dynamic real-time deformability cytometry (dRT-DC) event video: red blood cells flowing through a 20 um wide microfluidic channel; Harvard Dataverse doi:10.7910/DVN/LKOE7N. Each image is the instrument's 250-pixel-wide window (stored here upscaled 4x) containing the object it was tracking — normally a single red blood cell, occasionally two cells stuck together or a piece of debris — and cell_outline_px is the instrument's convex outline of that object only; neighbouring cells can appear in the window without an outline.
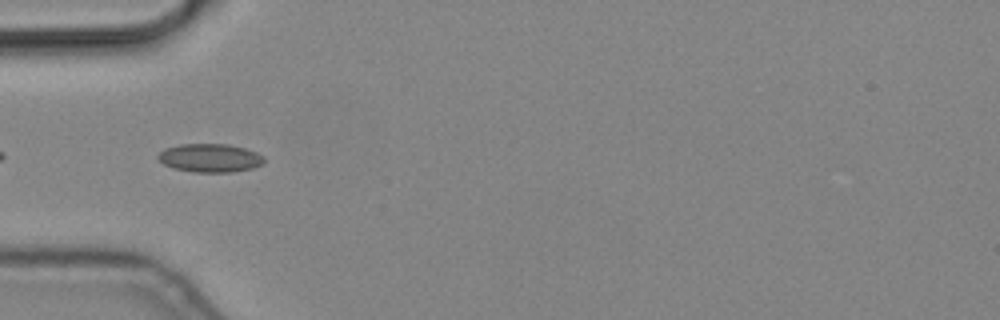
{"species": "common noctule bat (a hibernating species)", "species_latin": "Nyctalus noctula", "temperature_condition": "cold", "stored_images_in_passage": 8, "camera_frame_rate_fps": 3000, "um_per_image_px": 0.085, "animal": {"sex": "male", "body_mass_g": 19.2, "forearm_length_mm": 51.8}, "frame": {"image": 1, "passage_image": 5, "time_ms": 1.333, "image_size_px": [1000, 320], "cell_outline_px": [[264, 164], [252, 168], [232, 172], [192, 172], [172, 168], [164, 164], [156, 156], [164, 148], [180, 144], [228, 144], [244, 148], [256, 152], [264, 156]], "centroid_in_image_um": [17.85, 13.43], "position_along_channel_um": 67.2, "area_um2": 17.69}}
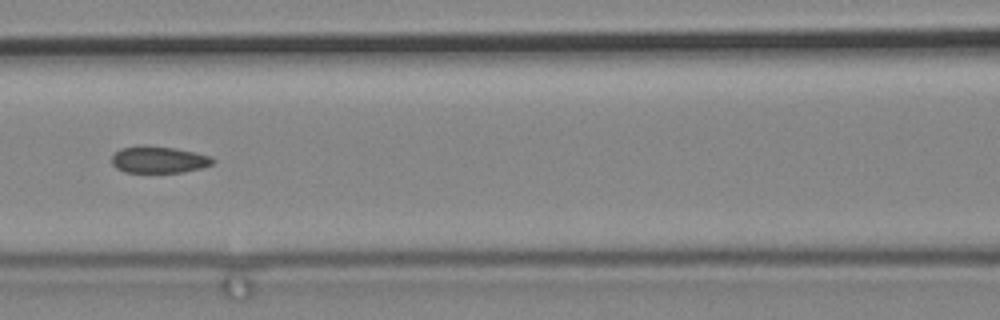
{"frame": {"image": 2, "passage_image": 7, "time_ms": 2.0, "image_size_px": [1000, 320], "cell_outline_px": [[216, 160], [212, 164], [200, 168], [184, 172], [124, 172], [116, 168], [112, 164], [112, 156], [120, 148], [136, 144], [144, 144], [176, 148], [196, 152], [212, 156]], "centroid_in_image_um": [13.49, 13.54], "position_along_channel_um": 153.1, "area_um2": 16.13}}
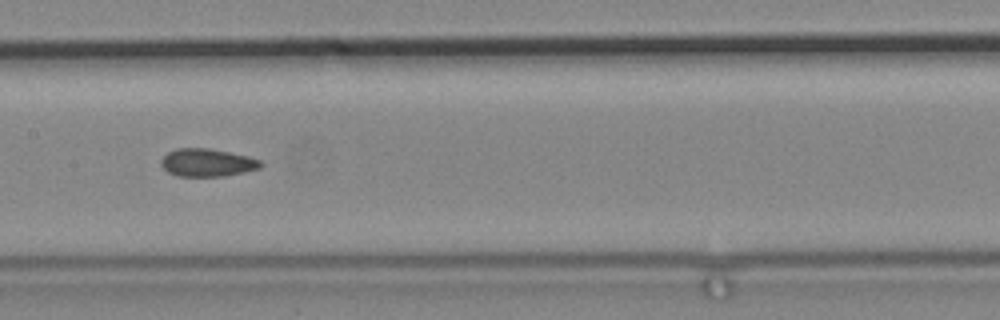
{"frame": {"image": 3, "passage_image": 8, "time_ms": 2.333, "image_size_px": [1000, 320], "cell_outline_px": [[264, 164], [260, 168], [244, 172], [224, 176], [180, 176], [168, 172], [160, 164], [160, 160], [168, 152], [176, 148], [208, 148], [248, 156], [260, 160]], "centroid_in_image_um": [17.62, 13.82], "position_along_channel_um": 189.8, "area_um2": 16.13}}